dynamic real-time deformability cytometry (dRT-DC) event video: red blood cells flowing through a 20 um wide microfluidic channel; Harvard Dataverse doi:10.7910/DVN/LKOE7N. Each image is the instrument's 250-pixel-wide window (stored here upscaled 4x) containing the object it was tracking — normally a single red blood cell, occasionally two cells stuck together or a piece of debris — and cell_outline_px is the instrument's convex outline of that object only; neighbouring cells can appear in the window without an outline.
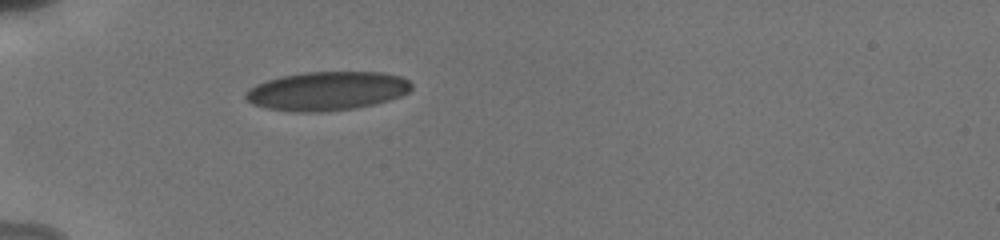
{"species": "human", "species_latin": "Homo sapiens", "temperature_condition": "cold", "stored_images_in_passage": 31, "camera_frame_rate_fps": 3000, "um_per_image_px": 0.085, "donor": {"sex": "male"}, "frame": {"image": 1, "passage_image": 1, "time_ms": 0.0, "image_size_px": [1000, 240], "cell_outline_px": [[412, 88], [408, 92], [400, 96], [376, 104], [352, 108], [320, 112], [296, 112], [264, 108], [252, 104], [244, 96], [244, 92], [248, 88], [256, 84], [280, 76], [304, 72], [384, 72], [400, 76], [408, 80], [412, 84]], "centroid_in_image_um": [27.77, 7.73], "position_along_channel_um": 57.2, "area_um2": 37.69}}
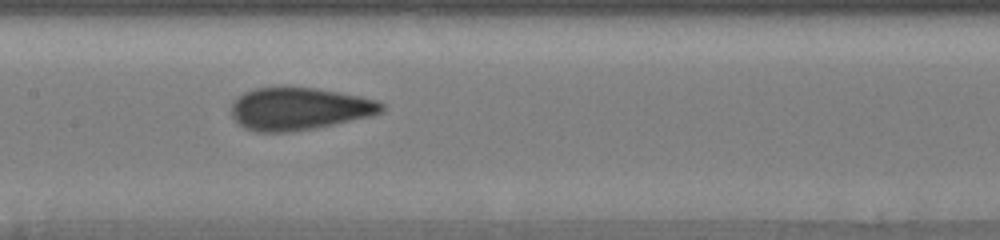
{"frame": {"image": 2, "passage_image": 10, "time_ms": 3.667, "image_size_px": [1000, 240], "cell_outline_px": [[384, 108], [380, 112], [372, 116], [312, 128], [288, 132], [256, 132], [244, 128], [232, 116], [232, 104], [236, 96], [244, 92], [256, 88], [316, 88], [360, 96], [376, 100], [384, 104]], "centroid_in_image_um": [25.41, 9.25], "position_along_channel_um": 182.0, "area_um2": 36.82}}
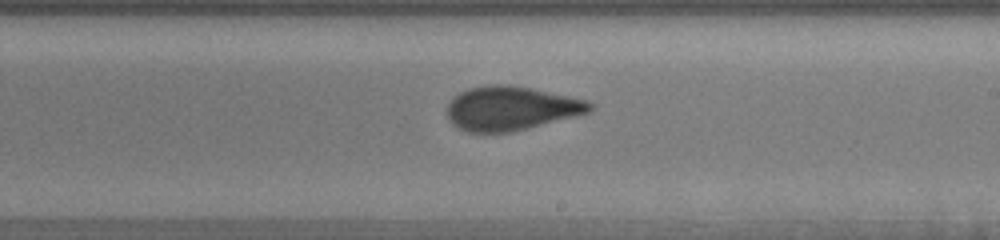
{"frame": {"image": 3, "passage_image": 14, "time_ms": 5.333, "image_size_px": [1000, 240], "cell_outline_px": [[592, 108], [588, 112], [576, 116], [512, 132], [468, 132], [456, 128], [448, 120], [448, 104], [452, 96], [468, 88], [488, 84], [508, 84], [532, 88], [588, 100], [592, 104]], "centroid_in_image_um": [43.4, 9.2], "position_along_channel_um": 245.6, "area_um2": 36.82}, "authors_computed_cell_mechanics": {"area_um2": 36.8186, "velocity_mm_per_s": 3.8366, "shape_relaxation_time_tau1_ms": 6.3683, "shape_relaxation_time_tau2_ms": 0.8139, "deformation_change_tau1": 0.1484, "deformation_change_tau2": 0.0461}}